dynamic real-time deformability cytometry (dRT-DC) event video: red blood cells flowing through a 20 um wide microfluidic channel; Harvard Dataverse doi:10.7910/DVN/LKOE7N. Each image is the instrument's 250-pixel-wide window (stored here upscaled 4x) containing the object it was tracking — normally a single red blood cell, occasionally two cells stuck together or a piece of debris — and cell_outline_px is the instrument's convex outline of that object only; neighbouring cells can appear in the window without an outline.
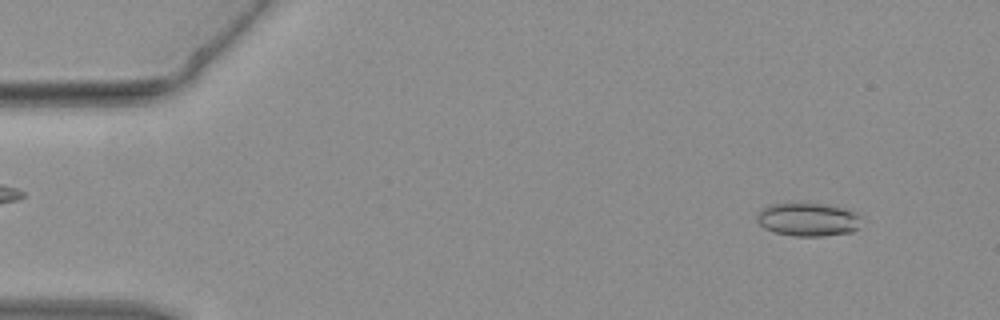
{"species": "common noctule bat (a hibernating species)", "species_latin": "Nyctalus noctula", "temperature_condition": "warm", "stored_images_in_passage": 45, "camera_frame_rate_fps": 3000, "um_per_image_px": 0.085, "animal": {"sex": "female", "body_mass_g": 19.3, "forearm_length_mm": 54.1}, "frame": {"image": 1, "passage_image": 4, "time_ms": 1.0, "image_size_px": [1000, 320], "cell_outline_px": [[860, 216], [856, 228], [852, 232], [824, 236], [792, 236], [776, 232], [764, 228], [756, 220], [756, 216], [760, 208], [772, 204], [828, 204], [848, 208], [856, 212]], "centroid_in_image_um": [68.67, 18.65], "position_along_channel_um": 16.3, "area_um2": 20.29}}
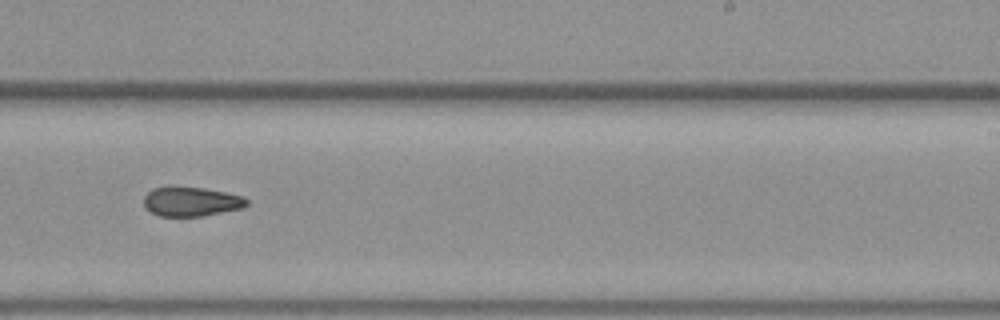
{"frame": {"image": 2, "passage_image": 28, "time_ms": 9.0, "image_size_px": [1000, 320], "cell_outline_px": [[248, 204], [244, 208], [204, 216], [160, 216], [152, 212], [144, 204], [144, 196], [152, 188], [204, 188], [244, 196], [248, 200]], "centroid_in_image_um": [16.31, 17.15], "position_along_channel_um": 272.7, "area_um2": 17.34}}
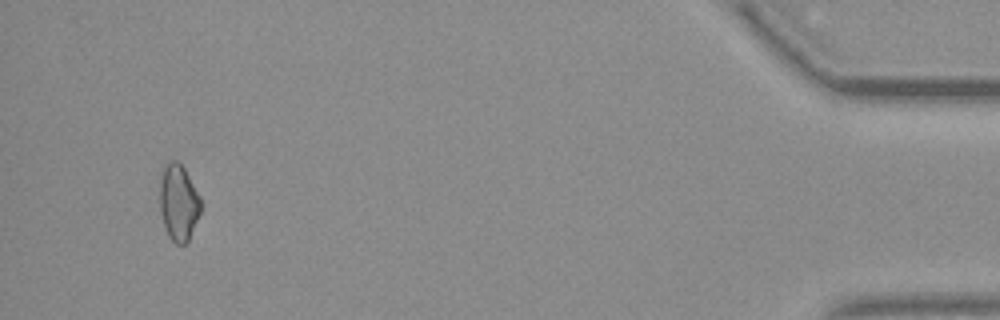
{"frame": {"image": 3, "passage_image": 43, "time_ms": 14.0, "image_size_px": [1000, 320], "cell_outline_px": [[200, 212], [188, 240], [184, 244], [176, 244], [168, 236], [160, 212], [160, 180], [164, 168], [168, 160], [176, 160], [184, 168], [200, 196]], "centroid_in_image_um": [15.16, 17.2], "position_along_channel_um": 420.0, "area_um2": 17.98}}